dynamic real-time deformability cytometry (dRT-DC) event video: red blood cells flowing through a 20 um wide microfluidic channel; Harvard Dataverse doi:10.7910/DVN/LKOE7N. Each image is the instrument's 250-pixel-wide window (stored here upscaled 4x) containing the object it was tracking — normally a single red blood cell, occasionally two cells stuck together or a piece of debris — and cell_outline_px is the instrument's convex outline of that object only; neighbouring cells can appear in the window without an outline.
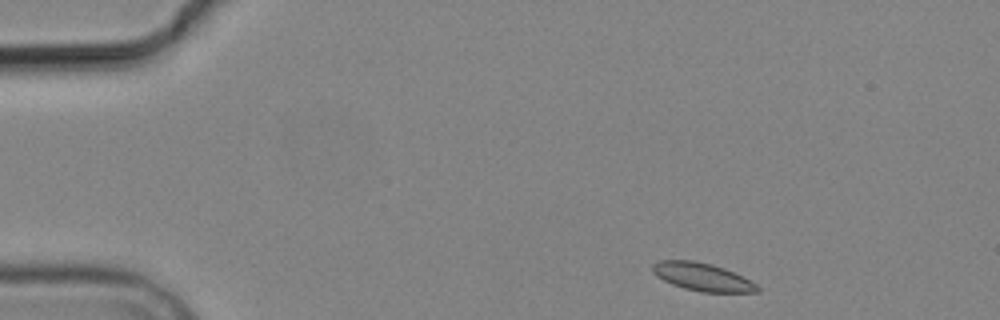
{"species": "common noctule bat (a hibernating species)", "species_latin": "Nyctalus noctula", "temperature_condition": "cold", "stored_images_in_passage": 12, "camera_frame_rate_fps": 3000, "um_per_image_px": 0.085, "animal": {"sex": "male", "body_mass_g": 19.2, "forearm_length_mm": 51.8}, "frame": {"image": 1, "passage_image": 1, "time_ms": 0.0, "image_size_px": [1000, 320], "cell_outline_px": [[760, 292], [700, 292], [684, 288], [672, 284], [656, 276], [652, 272], [652, 264], [660, 260], [692, 260], [712, 264], [724, 268], [756, 284], [760, 288]], "centroid_in_image_um": [59.66, 23.53], "position_along_channel_um": 25.3, "area_um2": 16.94}}
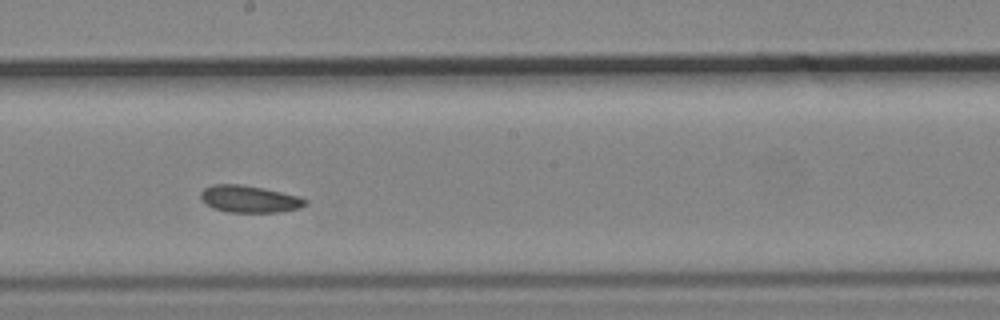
{"frame": {"image": 2, "passage_image": 7, "time_ms": 7.667, "image_size_px": [1000, 320], "cell_outline_px": [[308, 204], [300, 208], [280, 212], [228, 212], [212, 208], [200, 196], [200, 192], [204, 188], [212, 184], [240, 184], [264, 188], [300, 196], [308, 200]], "centroid_in_image_um": [21.24, 16.91], "position_along_channel_um": 227.0, "area_um2": 16.59}}
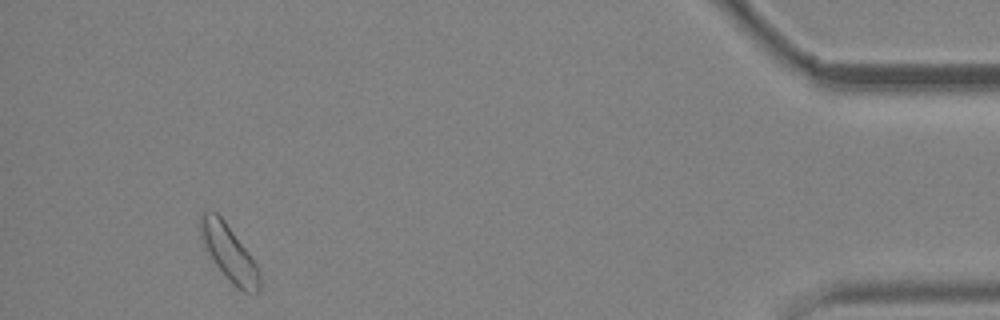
{"frame": {"image": 3, "passage_image": 12, "time_ms": 14.667, "image_size_px": [1000, 320], "cell_outline_px": [[260, 288], [256, 292], [244, 292], [216, 264], [204, 248], [200, 240], [200, 212], [212, 208], [224, 220], [248, 252], [256, 264], [260, 276]], "centroid_in_image_um": [19.41, 21.39], "position_along_channel_um": 415.8, "area_um2": 18.79}, "authors_computed_cell_mechanics": {"area_um2": 16.9354, "velocity_mm_per_s": 3.6744, "shape_relaxation_time_tau1_ms": null, "shape_relaxation_time_tau2_ms": 3.5537, "deformation_change_tau1": null, "deformation_change_tau2": 0.0364}}